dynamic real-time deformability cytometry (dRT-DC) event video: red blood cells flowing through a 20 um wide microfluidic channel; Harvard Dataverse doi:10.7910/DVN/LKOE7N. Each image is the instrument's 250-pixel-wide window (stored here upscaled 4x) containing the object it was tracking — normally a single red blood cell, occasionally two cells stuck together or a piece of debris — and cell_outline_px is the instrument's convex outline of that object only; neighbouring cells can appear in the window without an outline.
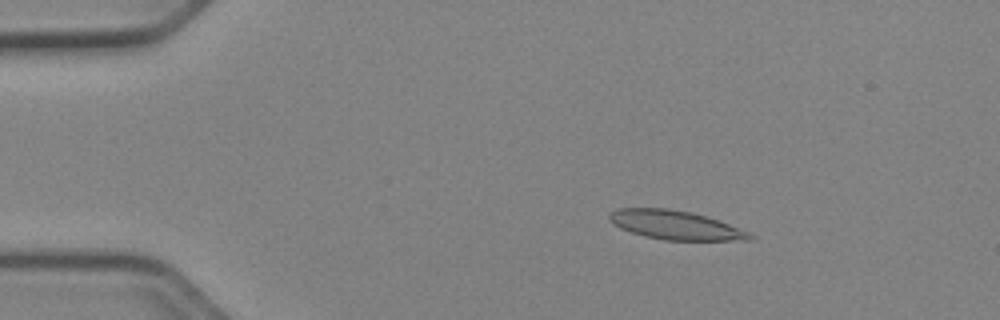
{"species": "Egyptian fruit bat (a non-hibernating species)", "species_latin": "Rousettus aegyptiacus", "temperature_condition": "cold", "stored_images_in_passage": 49, "camera_frame_rate_fps": 3000, "um_per_image_px": 0.085, "animal": {"sex": "female"}, "frame": {"image": 1, "passage_image": 6, "time_ms": 1.667, "image_size_px": [1000, 320], "cell_outline_px": [[756, 240], [664, 240], [644, 236], [620, 228], [612, 224], [608, 220], [608, 216], [616, 208], [668, 208], [692, 212], [720, 220], [748, 232], [756, 236]], "centroid_in_image_um": [57.42, 19.13], "position_along_channel_um": 27.6, "area_um2": 23.87}}
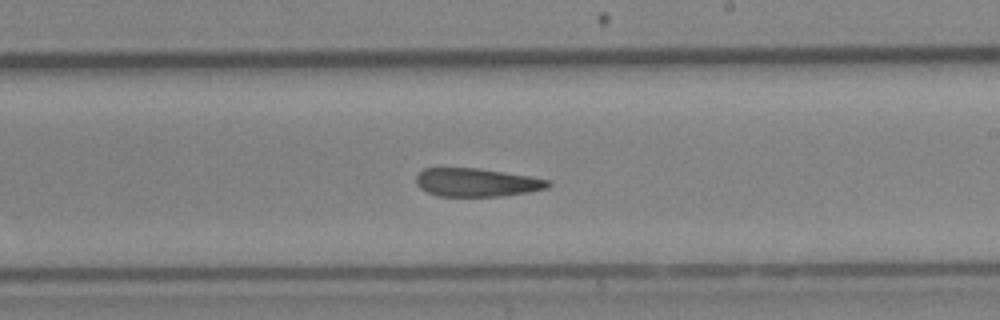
{"frame": {"image": 2, "passage_image": 28, "time_ms": 9.0, "image_size_px": [1000, 320], "cell_outline_px": [[552, 184], [548, 188], [528, 192], [500, 196], [440, 196], [428, 192], [420, 188], [416, 184], [416, 176], [424, 168], [480, 168], [528, 176], [548, 180]], "centroid_in_image_um": [40.51, 15.5], "position_along_channel_um": 248.5, "area_um2": 21.68}}
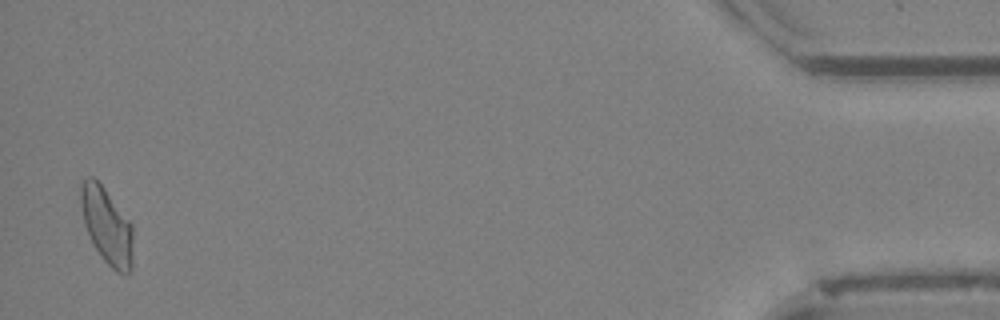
{"frame": {"image": 3, "passage_image": 48, "time_ms": 15.667, "image_size_px": [1000, 320], "cell_outline_px": [[132, 268], [128, 276], [116, 272], [104, 260], [96, 248], [84, 224], [80, 204], [80, 184], [88, 176], [92, 176], [104, 188], [132, 224]], "centroid_in_image_um": [9.08, 19.21], "position_along_channel_um": 426.1, "area_um2": 23.06}, "authors_computed_cell_mechanics": {"area_um2": 23.12, "velocity_mm_per_s": 3.9486, "shape_relaxation_time_tau1_ms": null, "shape_relaxation_time_tau2_ms": 5.657, "deformation_change_tau1": null, "deformation_change_tau2": 0.1581}}